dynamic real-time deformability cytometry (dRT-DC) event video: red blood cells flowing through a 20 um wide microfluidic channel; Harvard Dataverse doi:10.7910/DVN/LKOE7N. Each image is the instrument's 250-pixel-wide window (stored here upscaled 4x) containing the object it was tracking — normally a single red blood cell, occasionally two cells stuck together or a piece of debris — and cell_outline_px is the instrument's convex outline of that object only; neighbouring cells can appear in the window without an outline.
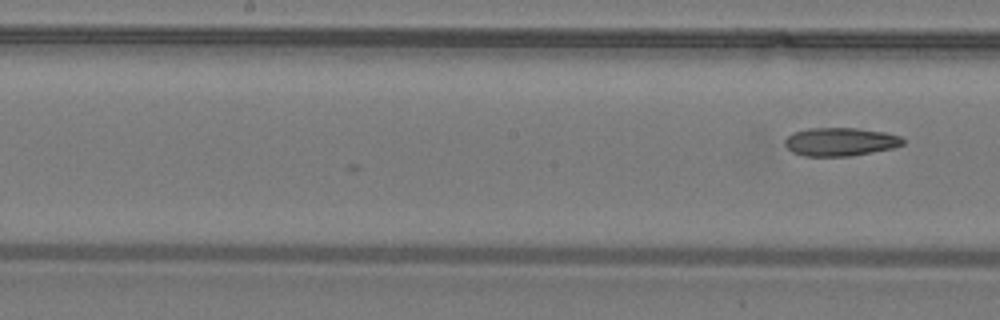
{"species": "common noctule bat (a hibernating species)", "species_latin": "Nyctalus noctula", "temperature_condition": "warm", "stored_images_in_passage": 17, "camera_frame_rate_fps": 3000, "um_per_image_px": 0.085, "animal": {"sex": "male", "body_mass_g": 19.2, "forearm_length_mm": 51.8}, "frame": {"image": 1, "passage_image": 17, "time_ms": 5.333, "image_size_px": [1000, 320], "cell_outline_px": [[904, 144], [892, 148], [848, 156], [804, 156], [792, 152], [784, 144], [784, 140], [792, 132], [808, 128], [856, 128], [884, 132], [900, 136], [904, 140]], "centroid_in_image_um": [71.38, 12.04], "position_along_channel_um": 176.8, "area_um2": 19.42}}